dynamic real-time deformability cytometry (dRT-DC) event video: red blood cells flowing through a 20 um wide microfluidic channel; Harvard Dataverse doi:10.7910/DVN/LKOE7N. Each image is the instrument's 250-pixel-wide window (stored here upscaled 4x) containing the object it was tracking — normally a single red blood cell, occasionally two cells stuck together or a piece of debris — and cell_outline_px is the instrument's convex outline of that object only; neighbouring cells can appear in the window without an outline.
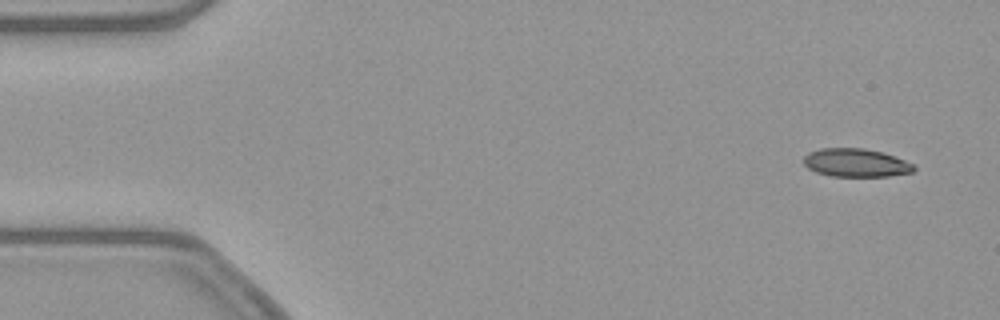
{"species": "common noctule bat (a hibernating species)", "species_latin": "Nyctalus noctula", "temperature_condition": "warm", "stored_images_in_passage": 53, "camera_frame_rate_fps": 3000, "um_per_image_px": 0.085, "animal": {"sex": "female", "body_mass_g": 21.9}, "frame": {"image": 1, "passage_image": 3, "time_ms": 0.667, "image_size_px": [1000, 320], "cell_outline_px": [[916, 168], [912, 172], [888, 176], [832, 176], [816, 172], [808, 168], [804, 164], [804, 156], [808, 152], [820, 148], [864, 148], [880, 152], [916, 164]], "centroid_in_image_um": [72.74, 13.83], "position_along_channel_um": 12.3, "area_um2": 18.09}}
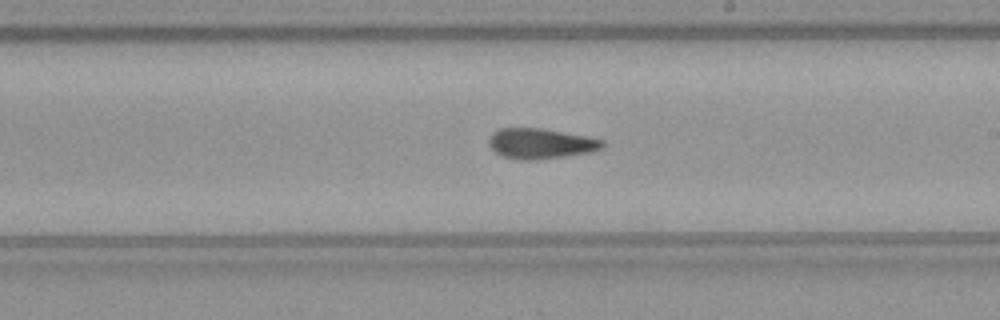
{"frame": {"image": 2, "passage_image": 30, "time_ms": 9.667, "image_size_px": [1000, 320], "cell_outline_px": [[604, 148], [592, 152], [536, 160], [520, 160], [504, 156], [496, 152], [488, 144], [488, 140], [492, 132], [500, 128], [540, 128], [588, 136], [604, 140]], "centroid_in_image_um": [45.98, 12.2], "position_along_channel_um": 243.0, "area_um2": 20.17}}
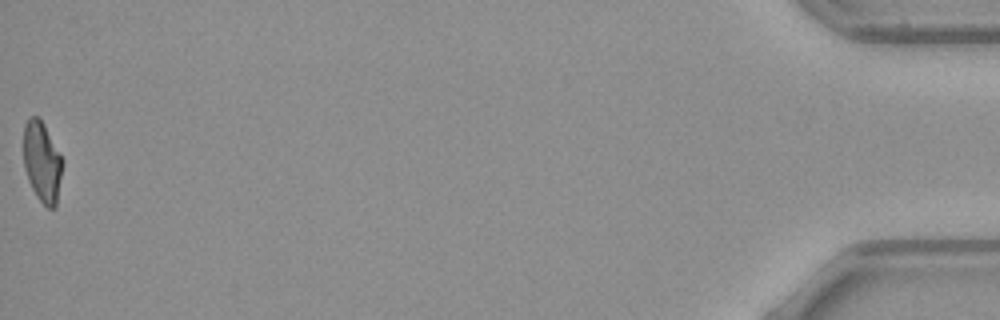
{"frame": {"image": 3, "passage_image": 53, "time_ms": 17.333, "image_size_px": [1000, 320], "cell_outline_px": [[64, 164], [56, 208], [48, 208], [36, 196], [28, 180], [24, 168], [24, 124], [28, 116], [40, 116], [64, 160]], "centroid_in_image_um": [3.6, 13.74], "position_along_channel_um": 431.6, "area_um2": 18.73}, "authors_computed_cell_mechanics": {"area_um2": 19.7676, "velocity_mm_per_s": 3.8711, "shape_relaxation_time_tau1_ms": null, "shape_relaxation_time_tau2_ms": 3.2968, "deformation_change_tau1": null, "deformation_change_tau2": 0.1167}}